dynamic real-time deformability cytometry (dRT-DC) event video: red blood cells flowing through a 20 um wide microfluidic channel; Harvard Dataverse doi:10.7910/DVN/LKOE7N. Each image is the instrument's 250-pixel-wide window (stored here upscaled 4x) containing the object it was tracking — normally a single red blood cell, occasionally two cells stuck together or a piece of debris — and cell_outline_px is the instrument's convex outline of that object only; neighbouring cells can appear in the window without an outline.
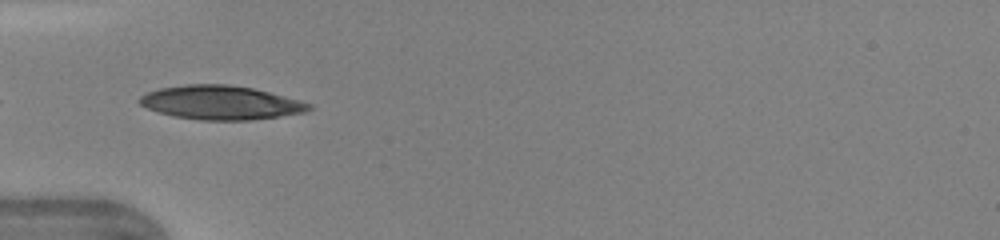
{"species": "human", "species_latin": "Homo sapiens", "temperature_condition": "warm", "stored_images_in_passage": 32, "camera_frame_rate_fps": 3000, "um_per_image_px": 0.085, "donor": {"sex": "female"}, "frame": {"image": 1, "passage_image": 1, "time_ms": 0.0, "image_size_px": [1000, 240], "cell_outline_px": [[312, 108], [308, 112], [280, 116], [248, 120], [200, 120], [172, 116], [148, 108], [140, 104], [136, 100], [140, 96], [148, 92], [160, 88], [188, 84], [228, 84], [252, 88], [300, 100], [312, 104]], "centroid_in_image_um": [18.77, 8.72], "position_along_channel_um": 66.2, "area_um2": 33.41}}
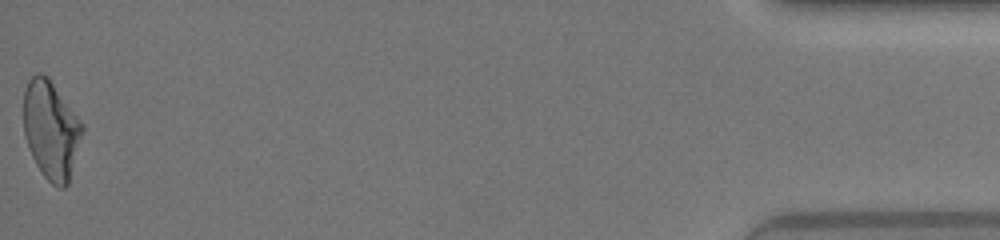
{"frame": {"image": 2, "passage_image": 32, "time_ms": 10.333, "image_size_px": [1000, 240], "cell_outline_px": [[84, 132], [68, 184], [64, 188], [60, 188], [52, 184], [44, 176], [36, 164], [32, 156], [24, 136], [24, 92], [28, 80], [36, 72], [40, 72], [48, 76], [84, 124]], "centroid_in_image_um": [4.35, 11.02], "position_along_channel_um": 430.8, "area_um2": 33.87}, "authors_computed_cell_mechanics": {"area_um2": 32.5414, "velocity_mm_per_s": 4.3715, "shape_relaxation_time_tau1_ms": 3.2867, "shape_relaxation_time_tau2_ms": 0.8639, "deformation_change_tau1": 0.1767, "deformation_change_tau2": 0.0685}}